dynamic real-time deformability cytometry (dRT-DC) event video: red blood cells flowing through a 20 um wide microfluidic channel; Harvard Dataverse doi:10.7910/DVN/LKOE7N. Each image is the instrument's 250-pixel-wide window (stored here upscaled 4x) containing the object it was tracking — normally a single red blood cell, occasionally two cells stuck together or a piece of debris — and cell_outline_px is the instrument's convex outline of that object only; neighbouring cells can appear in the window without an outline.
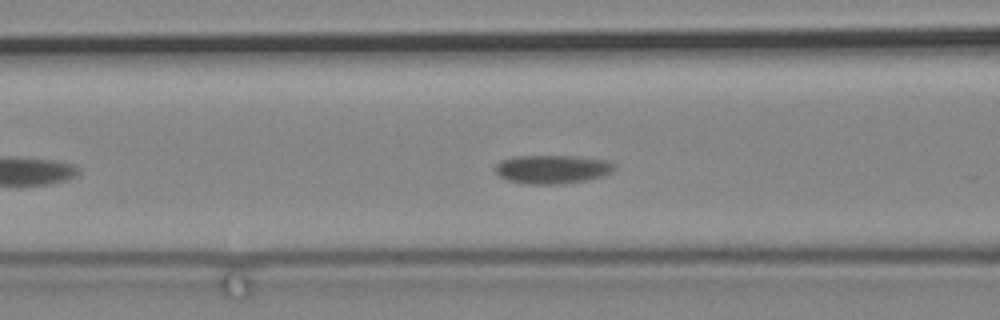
{"species": "common noctule bat (a hibernating species)", "species_latin": "Nyctalus noctula", "temperature_condition": "cold", "stored_images_in_passage": 10, "camera_frame_rate_fps": 3000, "um_per_image_px": 0.085, "animal": {"sex": "male", "body_mass_g": 19.2, "forearm_length_mm": 51.8}, "frame": {"image": 1, "passage_image": 7, "time_ms": 2.0, "image_size_px": [1000, 320], "cell_outline_px": [[616, 168], [612, 172], [604, 176], [588, 180], [560, 184], [524, 184], [508, 180], [500, 176], [496, 172], [496, 164], [500, 160], [512, 156], [576, 156], [608, 160], [616, 164]], "centroid_in_image_um": [46.98, 14.38], "position_along_channel_um": 119.6, "area_um2": 20.17}}